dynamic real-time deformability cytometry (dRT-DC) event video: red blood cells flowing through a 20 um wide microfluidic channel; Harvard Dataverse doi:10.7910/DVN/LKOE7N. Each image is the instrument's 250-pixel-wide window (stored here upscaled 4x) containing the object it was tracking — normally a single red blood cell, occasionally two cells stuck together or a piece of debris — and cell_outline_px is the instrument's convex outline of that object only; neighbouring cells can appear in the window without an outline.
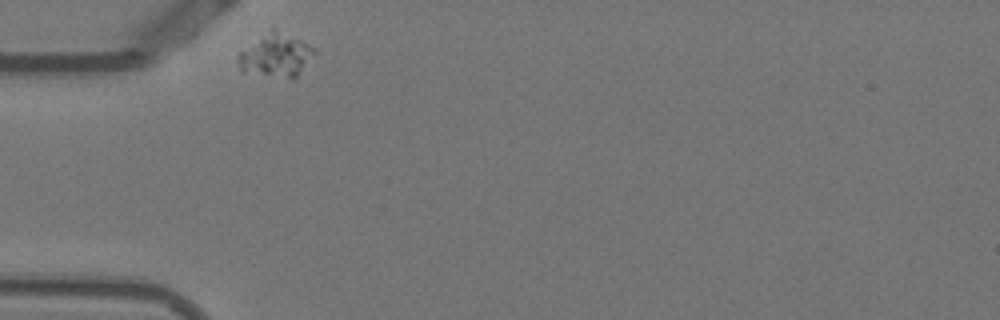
{"species": "Egyptian fruit bat (a non-hibernating species)", "species_latin": "Rousettus aegyptiacus", "temperature_condition": "warm", "stored_images_in_passage": 33, "camera_frame_rate_fps": 3000, "um_per_image_px": 0.085, "animal": {"sex": "female"}, "frame": {"image": 1, "passage_image": 1, "time_ms": 0.0, "image_size_px": [1000, 320], "cell_outline_px": [[316, 52], [296, 76], [292, 80], [240, 72], [236, 60], [236, 56], [240, 52], [272, 24], [316, 48]], "centroid_in_image_um": [23.4, 4.66], "position_along_channel_um": 61.6, "area_um2": 20.17}}
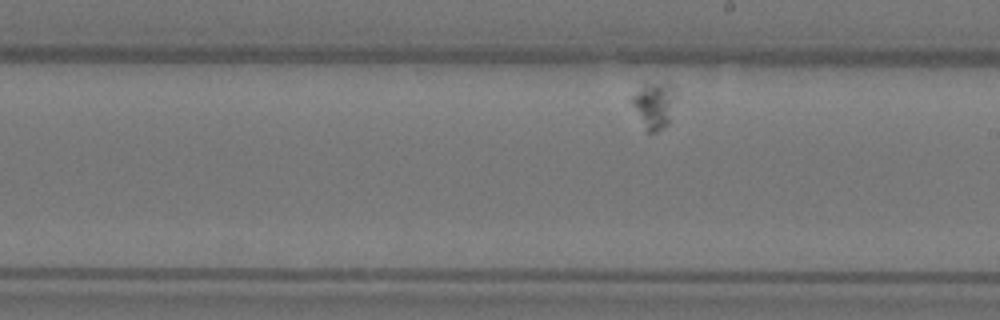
{"frame": {"image": 2, "passage_image": 19, "time_ms": 6.0, "image_size_px": [1000, 320], "cell_outline_px": [[676, 96], [668, 124], [664, 128], [656, 132], [648, 132], [632, 100], [632, 96], [644, 80], [668, 84], [676, 92]], "centroid_in_image_um": [55.63, 8.87], "position_along_channel_um": 233.4, "area_um2": 11.62}}
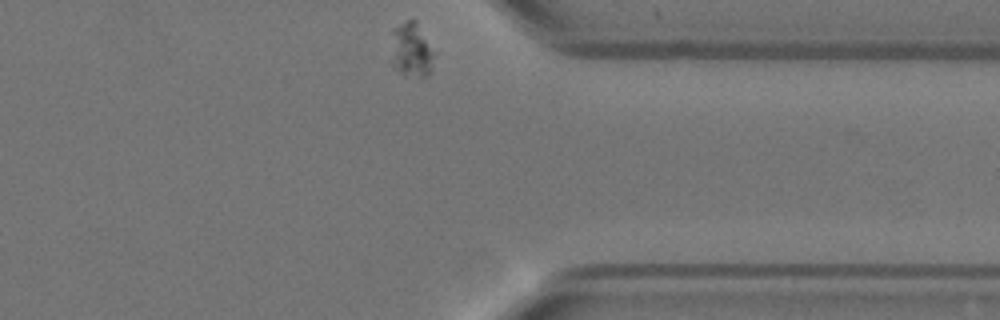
{"frame": {"image": 3, "passage_image": 33, "time_ms": 10.667, "image_size_px": [1000, 320], "cell_outline_px": [[436, 52], [428, 76], [404, 76], [392, 68], [392, 28], [408, 20], [416, 20]], "centroid_in_image_um": [34.98, 4.26], "position_along_channel_um": 376.4, "area_um2": 13.99}}